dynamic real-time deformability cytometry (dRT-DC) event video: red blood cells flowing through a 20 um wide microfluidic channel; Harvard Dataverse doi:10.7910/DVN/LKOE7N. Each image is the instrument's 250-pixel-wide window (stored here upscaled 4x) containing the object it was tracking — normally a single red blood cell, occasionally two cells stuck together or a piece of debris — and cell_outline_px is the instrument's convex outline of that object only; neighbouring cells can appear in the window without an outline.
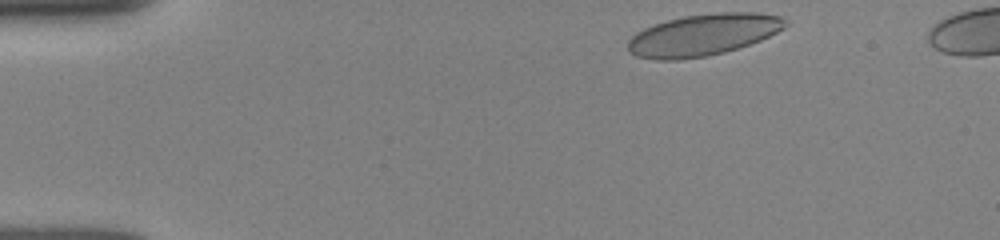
{"species": "human", "species_latin": "Homo sapiens", "temperature_condition": "room temperature", "stored_images_in_passage": 44, "camera_frame_rate_fps": 3000, "um_per_image_px": 0.085, "donor": {"sex": "female"}, "frame": {"image": 1, "passage_image": 1, "time_ms": 0.0, "image_size_px": [1000, 240], "cell_outline_px": [[788, 24], [784, 28], [760, 40], [724, 52], [704, 56], [676, 60], [656, 60], [636, 56], [628, 52], [628, 40], [636, 32], [644, 28], [668, 20], [684, 16], [716, 12], [756, 12], [780, 16]], "centroid_in_image_um": [59.73, 2.96], "position_along_channel_um": 25.3, "area_um2": 37.97}}
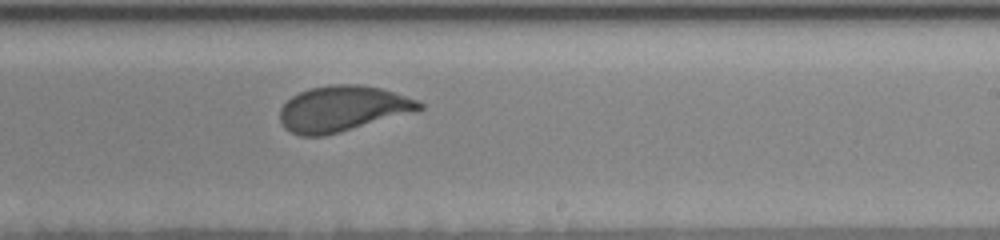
{"frame": {"image": 2, "passage_image": 25, "time_ms": 8.0, "image_size_px": [1000, 240], "cell_outline_px": [[424, 108], [416, 112], [340, 132], [324, 136], [300, 136], [284, 128], [280, 120], [280, 108], [292, 96], [300, 92], [312, 88], [332, 84], [360, 84], [380, 88], [420, 100], [424, 104]], "centroid_in_image_um": [29.15, 9.24], "position_along_channel_um": 259.8, "area_um2": 37.22}}
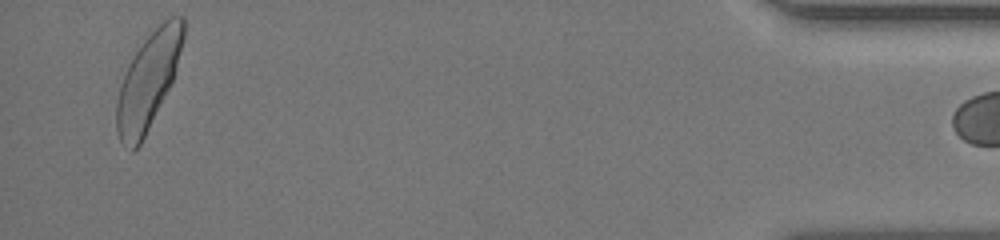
{"frame": {"image": 3, "passage_image": 43, "time_ms": 14.0, "image_size_px": [1000, 240], "cell_outline_px": [[184, 36], [172, 80], [140, 144], [132, 152], [120, 140], [116, 128], [116, 104], [120, 88], [128, 64], [144, 40], [168, 16], [184, 16]], "centroid_in_image_um": [12.58, 6.85], "position_along_channel_um": 422.6, "area_um2": 36.13}}